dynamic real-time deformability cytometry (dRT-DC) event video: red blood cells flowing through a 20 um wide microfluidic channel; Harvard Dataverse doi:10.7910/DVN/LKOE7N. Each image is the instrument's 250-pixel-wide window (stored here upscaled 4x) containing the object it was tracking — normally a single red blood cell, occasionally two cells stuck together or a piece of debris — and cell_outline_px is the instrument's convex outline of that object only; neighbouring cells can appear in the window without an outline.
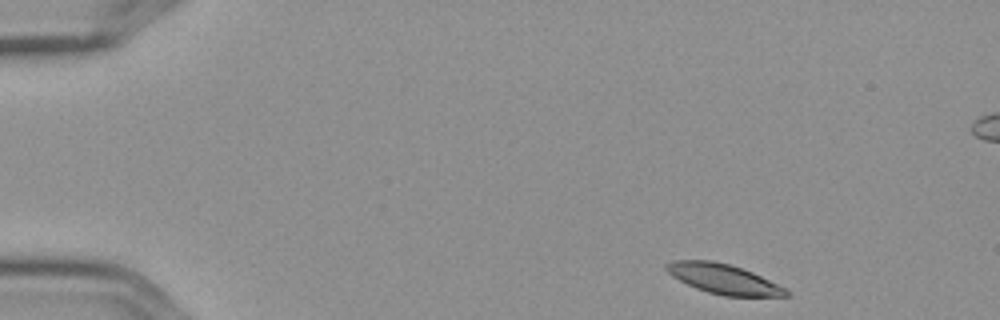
{"species": "Egyptian fruit bat (a non-hibernating species)", "species_latin": "Rousettus aegyptiacus", "temperature_condition": "cold", "stored_images_in_passage": 4, "camera_frame_rate_fps": 3000, "um_per_image_px": 0.085, "frame": {"image": 1, "passage_image": 1, "time_ms": 0.0, "image_size_px": [1000, 320], "cell_outline_px": [[792, 296], [724, 296], [708, 292], [696, 288], [672, 276], [664, 268], [664, 264], [672, 260], [712, 260], [728, 264], [752, 272], [788, 288], [792, 292]], "centroid_in_image_um": [61.54, 23.71], "position_along_channel_um": 23.5, "area_um2": 20.92}}